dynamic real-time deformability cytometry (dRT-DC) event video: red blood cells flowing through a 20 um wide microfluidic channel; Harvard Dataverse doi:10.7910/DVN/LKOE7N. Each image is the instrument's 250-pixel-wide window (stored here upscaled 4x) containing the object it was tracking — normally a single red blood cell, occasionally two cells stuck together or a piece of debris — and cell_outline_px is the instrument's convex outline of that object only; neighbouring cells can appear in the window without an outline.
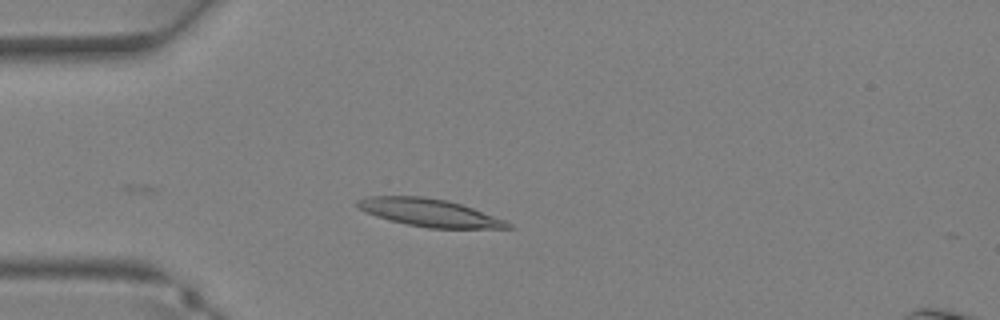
{"species": "Egyptian fruit bat (a non-hibernating species)", "species_latin": "Rousettus aegyptiacus", "temperature_condition": "warm", "stored_images_in_passage": 33, "camera_frame_rate_fps": 3000, "um_per_image_px": 0.085, "animal": {"sex": "female"}, "frame": {"image": 1, "passage_image": 5, "time_ms": 1.333, "image_size_px": [1000, 320], "cell_outline_px": [[512, 228], [428, 228], [408, 224], [376, 216], [360, 208], [356, 204], [356, 200], [368, 196], [424, 196], [448, 200], [472, 208], [504, 220], [512, 224]], "centroid_in_image_um": [36.49, 18.06], "position_along_channel_um": 48.5, "area_um2": 23.87}}
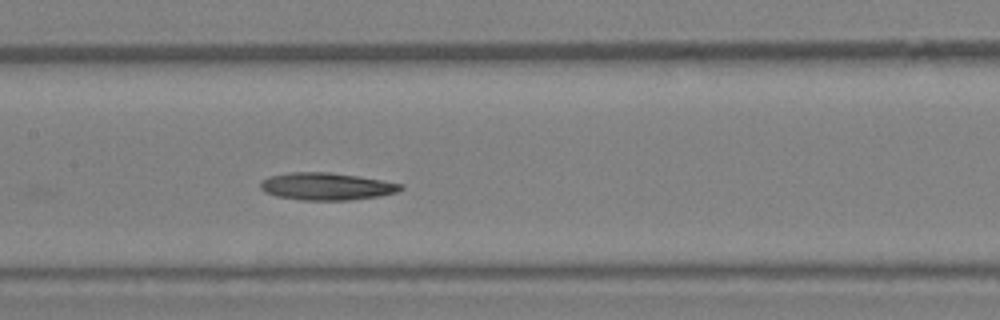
{"frame": {"image": 2, "passage_image": 13, "time_ms": 4.0, "image_size_px": [1000, 320], "cell_outline_px": [[404, 188], [396, 192], [380, 196], [348, 200], [304, 200], [276, 196], [264, 192], [260, 188], [260, 184], [268, 176], [288, 172], [328, 172], [384, 180], [404, 184]], "centroid_in_image_um": [27.76, 15.84], "position_along_channel_um": 179.6, "area_um2": 22.37}}
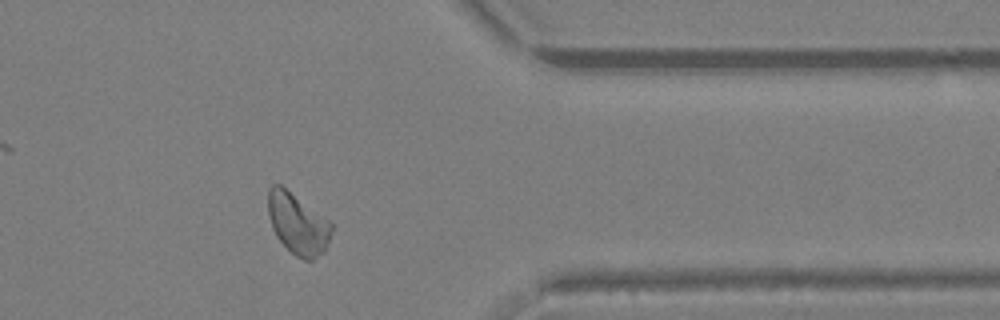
{"frame": {"image": 3, "passage_image": 25, "time_ms": 8.0, "image_size_px": [1000, 320], "cell_outline_px": [[332, 228], [324, 252], [312, 260], [304, 260], [296, 256], [276, 236], [272, 228], [268, 216], [268, 188], [272, 184], [280, 184], [328, 220], [332, 224]], "centroid_in_image_um": [25.27, 19.01], "position_along_channel_um": 386.1, "area_um2": 22.2}}